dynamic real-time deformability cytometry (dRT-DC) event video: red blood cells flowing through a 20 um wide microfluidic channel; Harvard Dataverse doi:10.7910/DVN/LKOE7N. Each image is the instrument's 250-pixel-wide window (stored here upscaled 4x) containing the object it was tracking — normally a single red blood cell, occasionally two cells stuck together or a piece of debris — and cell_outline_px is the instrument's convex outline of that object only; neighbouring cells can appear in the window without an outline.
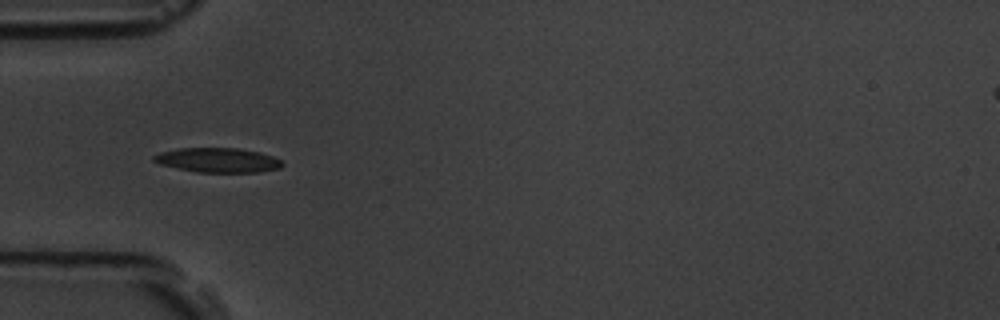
{"species": "common noctule bat (a hibernating species)", "species_latin": "Nyctalus noctula", "temperature_condition": "room temperature", "stored_images_in_passage": 24, "camera_frame_rate_fps": 3000, "um_per_image_px": 0.085, "animal": {"sex": "male", "body_mass_g": 19.5, "forearm_length_mm": 54.6}, "frame": {"image": 1, "passage_image": 4, "time_ms": 1.0, "image_size_px": [1000, 320], "cell_outline_px": [[284, 164], [280, 168], [256, 172], [196, 172], [160, 164], [152, 160], [152, 156], [160, 152], [180, 148], [236, 148], [260, 152], [272, 156], [280, 160]], "centroid_in_image_um": [18.5, 13.61], "position_along_channel_um": 66.5, "area_um2": 18.26}}
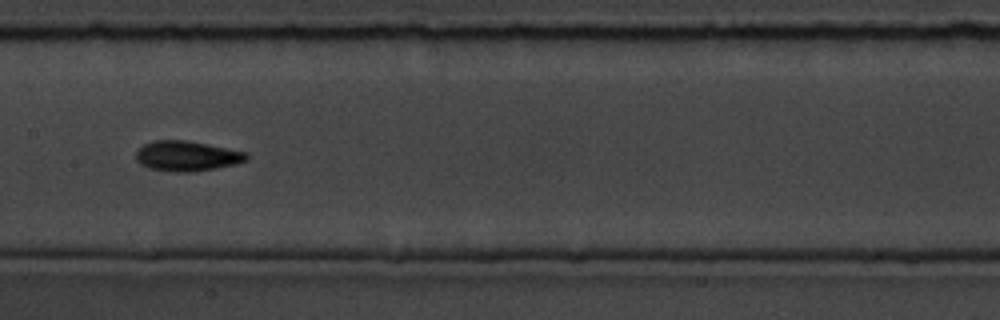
{"frame": {"image": 2, "passage_image": 14, "time_ms": 4.333, "image_size_px": [1000, 320], "cell_outline_px": [[248, 160], [236, 164], [216, 168], [192, 172], [176, 172], [148, 168], [140, 164], [136, 160], [136, 148], [144, 144], [156, 140], [188, 140], [248, 152]], "centroid_in_image_um": [15.88, 13.26], "position_along_channel_um": 191.5, "area_um2": 19.65}}